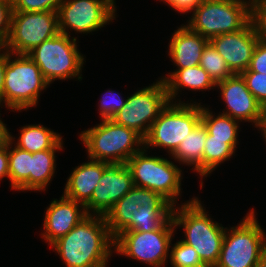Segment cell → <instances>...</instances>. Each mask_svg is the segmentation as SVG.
<instances>
[{"instance_id": "cell-1", "label": "cell", "mask_w": 266, "mask_h": 267, "mask_svg": "<svg viewBox=\"0 0 266 267\" xmlns=\"http://www.w3.org/2000/svg\"><path fill=\"white\" fill-rule=\"evenodd\" d=\"M114 241L105 217L88 215L50 248L65 267H107L114 253Z\"/></svg>"}, {"instance_id": "cell-2", "label": "cell", "mask_w": 266, "mask_h": 267, "mask_svg": "<svg viewBox=\"0 0 266 267\" xmlns=\"http://www.w3.org/2000/svg\"><path fill=\"white\" fill-rule=\"evenodd\" d=\"M173 205L159 193L133 188L106 214L114 239L124 231L148 232L160 229L172 217Z\"/></svg>"}, {"instance_id": "cell-3", "label": "cell", "mask_w": 266, "mask_h": 267, "mask_svg": "<svg viewBox=\"0 0 266 267\" xmlns=\"http://www.w3.org/2000/svg\"><path fill=\"white\" fill-rule=\"evenodd\" d=\"M199 197H193L173 206L172 219L175 228L183 229L184 243L192 246L203 264L213 267L218 262L226 227L212 220Z\"/></svg>"}, {"instance_id": "cell-4", "label": "cell", "mask_w": 266, "mask_h": 267, "mask_svg": "<svg viewBox=\"0 0 266 267\" xmlns=\"http://www.w3.org/2000/svg\"><path fill=\"white\" fill-rule=\"evenodd\" d=\"M79 138L87 158L110 164H125L144 147V139L138 133L112 119L81 131Z\"/></svg>"}, {"instance_id": "cell-5", "label": "cell", "mask_w": 266, "mask_h": 267, "mask_svg": "<svg viewBox=\"0 0 266 267\" xmlns=\"http://www.w3.org/2000/svg\"><path fill=\"white\" fill-rule=\"evenodd\" d=\"M50 84L28 54L7 50L3 104L10 111H26L37 106L41 92Z\"/></svg>"}, {"instance_id": "cell-6", "label": "cell", "mask_w": 266, "mask_h": 267, "mask_svg": "<svg viewBox=\"0 0 266 267\" xmlns=\"http://www.w3.org/2000/svg\"><path fill=\"white\" fill-rule=\"evenodd\" d=\"M254 208L237 223L226 227L215 267H255L266 254V233Z\"/></svg>"}, {"instance_id": "cell-7", "label": "cell", "mask_w": 266, "mask_h": 267, "mask_svg": "<svg viewBox=\"0 0 266 267\" xmlns=\"http://www.w3.org/2000/svg\"><path fill=\"white\" fill-rule=\"evenodd\" d=\"M147 152L150 153L143 147L125 163L131 172L133 184L159 193L177 206L183 190L181 167L169 158L150 156Z\"/></svg>"}, {"instance_id": "cell-8", "label": "cell", "mask_w": 266, "mask_h": 267, "mask_svg": "<svg viewBox=\"0 0 266 267\" xmlns=\"http://www.w3.org/2000/svg\"><path fill=\"white\" fill-rule=\"evenodd\" d=\"M169 102L144 138V148L166 150L172 155L184 138L201 122V102ZM151 148V149H150Z\"/></svg>"}, {"instance_id": "cell-9", "label": "cell", "mask_w": 266, "mask_h": 267, "mask_svg": "<svg viewBox=\"0 0 266 267\" xmlns=\"http://www.w3.org/2000/svg\"><path fill=\"white\" fill-rule=\"evenodd\" d=\"M77 39L58 33L28 53L49 84L55 80H82L85 55L78 49Z\"/></svg>"}, {"instance_id": "cell-10", "label": "cell", "mask_w": 266, "mask_h": 267, "mask_svg": "<svg viewBox=\"0 0 266 267\" xmlns=\"http://www.w3.org/2000/svg\"><path fill=\"white\" fill-rule=\"evenodd\" d=\"M250 21V6L241 0H202L186 25L208 39L242 29Z\"/></svg>"}, {"instance_id": "cell-11", "label": "cell", "mask_w": 266, "mask_h": 267, "mask_svg": "<svg viewBox=\"0 0 266 267\" xmlns=\"http://www.w3.org/2000/svg\"><path fill=\"white\" fill-rule=\"evenodd\" d=\"M172 217L158 230L121 232L114 241V253L151 267H165L176 233Z\"/></svg>"}, {"instance_id": "cell-12", "label": "cell", "mask_w": 266, "mask_h": 267, "mask_svg": "<svg viewBox=\"0 0 266 267\" xmlns=\"http://www.w3.org/2000/svg\"><path fill=\"white\" fill-rule=\"evenodd\" d=\"M169 102L165 82L158 78L151 85L139 88L127 96L125 105L112 120L134 130L144 139L153 122Z\"/></svg>"}, {"instance_id": "cell-13", "label": "cell", "mask_w": 266, "mask_h": 267, "mask_svg": "<svg viewBox=\"0 0 266 267\" xmlns=\"http://www.w3.org/2000/svg\"><path fill=\"white\" fill-rule=\"evenodd\" d=\"M116 0H64L58 8L59 33L91 34L117 17ZM70 30V31H69Z\"/></svg>"}, {"instance_id": "cell-14", "label": "cell", "mask_w": 266, "mask_h": 267, "mask_svg": "<svg viewBox=\"0 0 266 267\" xmlns=\"http://www.w3.org/2000/svg\"><path fill=\"white\" fill-rule=\"evenodd\" d=\"M59 33L58 12H13L4 48L14 54H28L43 41Z\"/></svg>"}, {"instance_id": "cell-15", "label": "cell", "mask_w": 266, "mask_h": 267, "mask_svg": "<svg viewBox=\"0 0 266 267\" xmlns=\"http://www.w3.org/2000/svg\"><path fill=\"white\" fill-rule=\"evenodd\" d=\"M226 107L221 114L239 121L252 123L259 129L263 120V106L256 100L241 74H233L216 84Z\"/></svg>"}, {"instance_id": "cell-16", "label": "cell", "mask_w": 266, "mask_h": 267, "mask_svg": "<svg viewBox=\"0 0 266 267\" xmlns=\"http://www.w3.org/2000/svg\"><path fill=\"white\" fill-rule=\"evenodd\" d=\"M133 186V178L126 164H110L104 170L91 199L85 204L87 214L105 217Z\"/></svg>"}, {"instance_id": "cell-17", "label": "cell", "mask_w": 266, "mask_h": 267, "mask_svg": "<svg viewBox=\"0 0 266 267\" xmlns=\"http://www.w3.org/2000/svg\"><path fill=\"white\" fill-rule=\"evenodd\" d=\"M258 40L254 26L249 21L239 31L214 36L209 43L225 59L233 74H241L248 69Z\"/></svg>"}, {"instance_id": "cell-18", "label": "cell", "mask_w": 266, "mask_h": 267, "mask_svg": "<svg viewBox=\"0 0 266 267\" xmlns=\"http://www.w3.org/2000/svg\"><path fill=\"white\" fill-rule=\"evenodd\" d=\"M45 211L41 236L50 246L88 216L85 205L65 195L53 199Z\"/></svg>"}, {"instance_id": "cell-19", "label": "cell", "mask_w": 266, "mask_h": 267, "mask_svg": "<svg viewBox=\"0 0 266 267\" xmlns=\"http://www.w3.org/2000/svg\"><path fill=\"white\" fill-rule=\"evenodd\" d=\"M208 43V38L182 24L172 33L167 55L176 66L175 69L195 67L199 65L203 50Z\"/></svg>"}, {"instance_id": "cell-20", "label": "cell", "mask_w": 266, "mask_h": 267, "mask_svg": "<svg viewBox=\"0 0 266 267\" xmlns=\"http://www.w3.org/2000/svg\"><path fill=\"white\" fill-rule=\"evenodd\" d=\"M73 168L64 187L63 195L85 205L92 197L104 170L110 163L87 158Z\"/></svg>"}, {"instance_id": "cell-21", "label": "cell", "mask_w": 266, "mask_h": 267, "mask_svg": "<svg viewBox=\"0 0 266 267\" xmlns=\"http://www.w3.org/2000/svg\"><path fill=\"white\" fill-rule=\"evenodd\" d=\"M160 79L165 82L170 102L175 103H184L178 98L180 97L178 94H182L183 89L200 92L209 91V89H215L216 87V84L200 65L175 69V71H170L167 75L161 76Z\"/></svg>"}, {"instance_id": "cell-22", "label": "cell", "mask_w": 266, "mask_h": 267, "mask_svg": "<svg viewBox=\"0 0 266 267\" xmlns=\"http://www.w3.org/2000/svg\"><path fill=\"white\" fill-rule=\"evenodd\" d=\"M17 140L10 134V141L18 148L35 153L48 149H64L63 138L58 132L42 124H27L22 126Z\"/></svg>"}, {"instance_id": "cell-23", "label": "cell", "mask_w": 266, "mask_h": 267, "mask_svg": "<svg viewBox=\"0 0 266 267\" xmlns=\"http://www.w3.org/2000/svg\"><path fill=\"white\" fill-rule=\"evenodd\" d=\"M206 138L207 128L200 122L171 155L175 163L192 166L191 171L200 176L201 189L203 188V151Z\"/></svg>"}, {"instance_id": "cell-24", "label": "cell", "mask_w": 266, "mask_h": 267, "mask_svg": "<svg viewBox=\"0 0 266 267\" xmlns=\"http://www.w3.org/2000/svg\"><path fill=\"white\" fill-rule=\"evenodd\" d=\"M62 149H48L31 153L30 191H45L50 185L56 171V151Z\"/></svg>"}, {"instance_id": "cell-25", "label": "cell", "mask_w": 266, "mask_h": 267, "mask_svg": "<svg viewBox=\"0 0 266 267\" xmlns=\"http://www.w3.org/2000/svg\"><path fill=\"white\" fill-rule=\"evenodd\" d=\"M9 182L11 190L30 191L31 153L8 142Z\"/></svg>"}, {"instance_id": "cell-26", "label": "cell", "mask_w": 266, "mask_h": 267, "mask_svg": "<svg viewBox=\"0 0 266 267\" xmlns=\"http://www.w3.org/2000/svg\"><path fill=\"white\" fill-rule=\"evenodd\" d=\"M238 140L211 139L207 131V138L203 151V180L223 164L235 156ZM234 155V156H233Z\"/></svg>"}, {"instance_id": "cell-27", "label": "cell", "mask_w": 266, "mask_h": 267, "mask_svg": "<svg viewBox=\"0 0 266 267\" xmlns=\"http://www.w3.org/2000/svg\"><path fill=\"white\" fill-rule=\"evenodd\" d=\"M201 105V122L207 128L211 139L239 140L240 122L230 116L213 114L209 106Z\"/></svg>"}, {"instance_id": "cell-28", "label": "cell", "mask_w": 266, "mask_h": 267, "mask_svg": "<svg viewBox=\"0 0 266 267\" xmlns=\"http://www.w3.org/2000/svg\"><path fill=\"white\" fill-rule=\"evenodd\" d=\"M199 65L208 73L215 84L233 75L225 59L210 43L204 48Z\"/></svg>"}, {"instance_id": "cell-29", "label": "cell", "mask_w": 266, "mask_h": 267, "mask_svg": "<svg viewBox=\"0 0 266 267\" xmlns=\"http://www.w3.org/2000/svg\"><path fill=\"white\" fill-rule=\"evenodd\" d=\"M169 261L172 267H191L203 264L194 248L181 239L170 244Z\"/></svg>"}, {"instance_id": "cell-30", "label": "cell", "mask_w": 266, "mask_h": 267, "mask_svg": "<svg viewBox=\"0 0 266 267\" xmlns=\"http://www.w3.org/2000/svg\"><path fill=\"white\" fill-rule=\"evenodd\" d=\"M99 99V115L102 120H110L125 105L127 97L124 99L119 92L114 90L105 91Z\"/></svg>"}, {"instance_id": "cell-31", "label": "cell", "mask_w": 266, "mask_h": 267, "mask_svg": "<svg viewBox=\"0 0 266 267\" xmlns=\"http://www.w3.org/2000/svg\"><path fill=\"white\" fill-rule=\"evenodd\" d=\"M13 12L58 11L64 0H11Z\"/></svg>"}, {"instance_id": "cell-32", "label": "cell", "mask_w": 266, "mask_h": 267, "mask_svg": "<svg viewBox=\"0 0 266 267\" xmlns=\"http://www.w3.org/2000/svg\"><path fill=\"white\" fill-rule=\"evenodd\" d=\"M247 88L264 107L266 106V74L245 70L241 73Z\"/></svg>"}, {"instance_id": "cell-33", "label": "cell", "mask_w": 266, "mask_h": 267, "mask_svg": "<svg viewBox=\"0 0 266 267\" xmlns=\"http://www.w3.org/2000/svg\"><path fill=\"white\" fill-rule=\"evenodd\" d=\"M250 21L258 39L266 42V0H258L250 6Z\"/></svg>"}, {"instance_id": "cell-34", "label": "cell", "mask_w": 266, "mask_h": 267, "mask_svg": "<svg viewBox=\"0 0 266 267\" xmlns=\"http://www.w3.org/2000/svg\"><path fill=\"white\" fill-rule=\"evenodd\" d=\"M12 13V1L0 0V47H4L8 40Z\"/></svg>"}, {"instance_id": "cell-35", "label": "cell", "mask_w": 266, "mask_h": 267, "mask_svg": "<svg viewBox=\"0 0 266 267\" xmlns=\"http://www.w3.org/2000/svg\"><path fill=\"white\" fill-rule=\"evenodd\" d=\"M248 70L266 74V42L258 40Z\"/></svg>"}, {"instance_id": "cell-36", "label": "cell", "mask_w": 266, "mask_h": 267, "mask_svg": "<svg viewBox=\"0 0 266 267\" xmlns=\"http://www.w3.org/2000/svg\"><path fill=\"white\" fill-rule=\"evenodd\" d=\"M202 0H160L174 11L185 15L190 13L201 3Z\"/></svg>"}, {"instance_id": "cell-37", "label": "cell", "mask_w": 266, "mask_h": 267, "mask_svg": "<svg viewBox=\"0 0 266 267\" xmlns=\"http://www.w3.org/2000/svg\"><path fill=\"white\" fill-rule=\"evenodd\" d=\"M7 65V50L0 47V106H3L4 77Z\"/></svg>"}, {"instance_id": "cell-38", "label": "cell", "mask_w": 266, "mask_h": 267, "mask_svg": "<svg viewBox=\"0 0 266 267\" xmlns=\"http://www.w3.org/2000/svg\"><path fill=\"white\" fill-rule=\"evenodd\" d=\"M8 144L0 149V180L9 179Z\"/></svg>"}, {"instance_id": "cell-39", "label": "cell", "mask_w": 266, "mask_h": 267, "mask_svg": "<svg viewBox=\"0 0 266 267\" xmlns=\"http://www.w3.org/2000/svg\"><path fill=\"white\" fill-rule=\"evenodd\" d=\"M10 133L7 125L2 121V118H0V149L7 146L10 141Z\"/></svg>"}, {"instance_id": "cell-40", "label": "cell", "mask_w": 266, "mask_h": 267, "mask_svg": "<svg viewBox=\"0 0 266 267\" xmlns=\"http://www.w3.org/2000/svg\"><path fill=\"white\" fill-rule=\"evenodd\" d=\"M258 131L262 133L263 137H266V106L263 107V120Z\"/></svg>"}, {"instance_id": "cell-41", "label": "cell", "mask_w": 266, "mask_h": 267, "mask_svg": "<svg viewBox=\"0 0 266 267\" xmlns=\"http://www.w3.org/2000/svg\"><path fill=\"white\" fill-rule=\"evenodd\" d=\"M255 267H266V254L259 260Z\"/></svg>"}, {"instance_id": "cell-42", "label": "cell", "mask_w": 266, "mask_h": 267, "mask_svg": "<svg viewBox=\"0 0 266 267\" xmlns=\"http://www.w3.org/2000/svg\"><path fill=\"white\" fill-rule=\"evenodd\" d=\"M241 1H244L246 2L249 6L253 5L256 1L258 0H241Z\"/></svg>"}, {"instance_id": "cell-43", "label": "cell", "mask_w": 266, "mask_h": 267, "mask_svg": "<svg viewBox=\"0 0 266 267\" xmlns=\"http://www.w3.org/2000/svg\"><path fill=\"white\" fill-rule=\"evenodd\" d=\"M191 267H213V266L208 265V264H201V265L191 266Z\"/></svg>"}]
</instances>
